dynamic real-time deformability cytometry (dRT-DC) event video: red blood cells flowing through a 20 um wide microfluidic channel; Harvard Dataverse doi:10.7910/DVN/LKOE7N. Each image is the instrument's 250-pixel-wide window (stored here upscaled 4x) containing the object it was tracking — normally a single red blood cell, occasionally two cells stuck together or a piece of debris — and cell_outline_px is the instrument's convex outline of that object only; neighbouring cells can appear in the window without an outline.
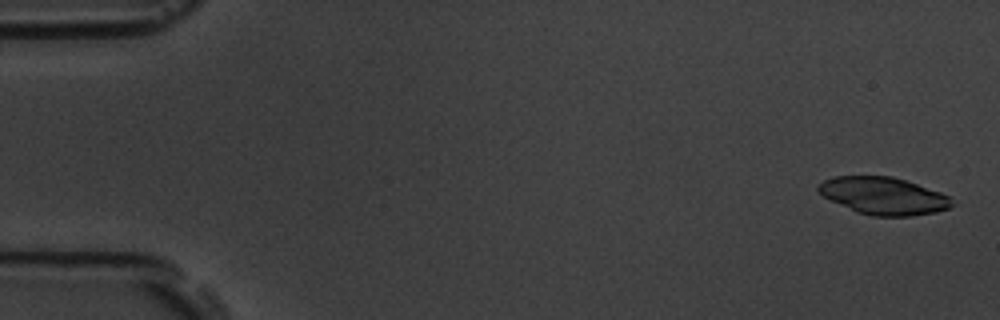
{"species": "common noctule bat (a hibernating species)", "species_latin": "Nyctalus noctula", "temperature_condition": "room temperature", "stored_images_in_passage": 5, "camera_frame_rate_fps": 3000, "um_per_image_px": 0.085, "animal": {"sex": "male", "body_mass_g": 19.5, "forearm_length_mm": 54.6}, "frame": {"image": 1, "passage_image": 1, "time_ms": 0.0, "image_size_px": [1000, 320], "cell_outline_px": [[956, 204], [948, 208], [936, 212], [912, 216], [872, 216], [856, 212], [824, 196], [816, 188], [824, 180], [832, 176], [892, 176], [940, 192], [948, 196]], "centroid_in_image_um": [75.11, 16.65], "position_along_channel_um": 9.9, "area_um2": 28.84}}